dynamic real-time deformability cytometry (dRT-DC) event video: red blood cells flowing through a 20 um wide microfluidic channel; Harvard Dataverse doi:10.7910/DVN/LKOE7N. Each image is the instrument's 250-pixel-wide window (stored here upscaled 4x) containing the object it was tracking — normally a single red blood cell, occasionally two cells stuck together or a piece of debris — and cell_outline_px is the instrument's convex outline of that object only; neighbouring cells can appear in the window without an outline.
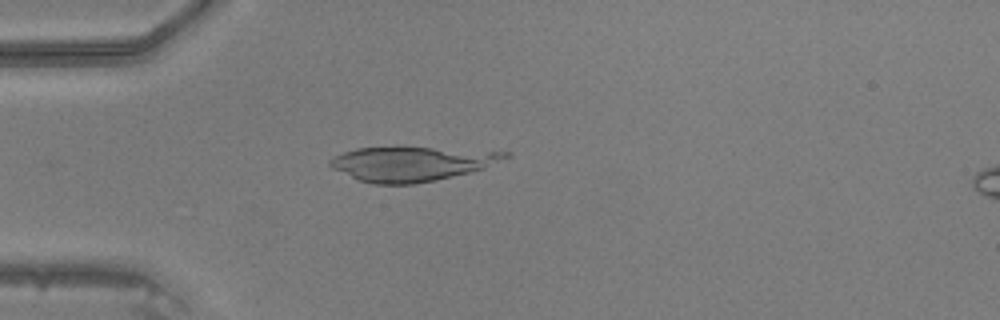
{"species": "common noctule bat (a hibernating species)", "species_latin": "Nyctalus noctula", "temperature_condition": "warm", "stored_images_in_passage": 15, "camera_frame_rate_fps": 3000, "um_per_image_px": 0.085, "animal": {"sex": "male", "body_mass_g": 20.5, "forearm_length_mm": 52.5}, "frame": {"image": 1, "passage_image": 14, "time_ms": 4.333, "image_size_px": [1000, 320], "cell_outline_px": [[512, 156], [484, 168], [436, 180], [412, 184], [376, 184], [360, 180], [332, 168], [328, 164], [328, 160], [344, 152], [356, 148], [396, 144], [512, 152]], "centroid_in_image_um": [35.02, 13.85], "position_along_channel_um": 50.0, "area_um2": 36.3}}